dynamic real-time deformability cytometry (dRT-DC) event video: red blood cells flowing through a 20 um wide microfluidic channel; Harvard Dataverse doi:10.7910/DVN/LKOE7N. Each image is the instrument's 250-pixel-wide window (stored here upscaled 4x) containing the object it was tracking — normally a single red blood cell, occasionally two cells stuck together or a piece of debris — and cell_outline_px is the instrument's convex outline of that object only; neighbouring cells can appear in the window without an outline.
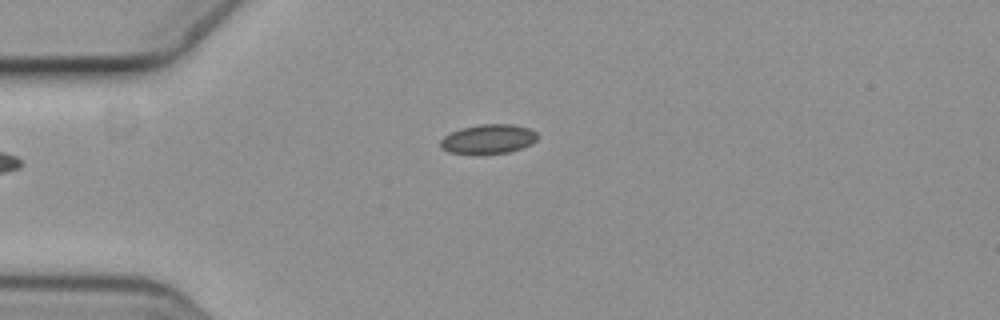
{"species": "common noctule bat (a hibernating species)", "species_latin": "Nyctalus noctula", "temperature_condition": "cold", "stored_images_in_passage": 5, "camera_frame_rate_fps": 3000, "um_per_image_px": 0.085, "animal": {"sex": "female", "body_mass_g": 19.3, "forearm_length_mm": 54.1}, "frame": {"image": 1, "passage_image": 2, "time_ms": 0.333, "image_size_px": [1000, 320], "cell_outline_px": [[540, 136], [532, 144], [524, 148], [512, 152], [476, 156], [448, 152], [440, 148], [440, 140], [444, 136], [460, 128], [480, 124], [512, 124], [528, 128], [536, 132]], "centroid_in_image_um": [41.51, 11.86], "position_along_channel_um": 43.5, "area_um2": 17.34}}
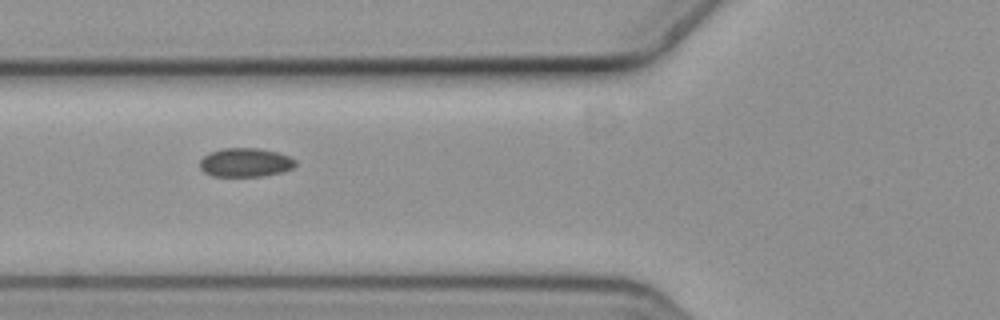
{"frame": {"image": 2, "passage_image": 4, "time_ms": 1.0, "image_size_px": [1000, 320], "cell_outline_px": [[296, 164], [292, 168], [284, 172], [264, 176], [212, 176], [204, 172], [200, 168], [200, 160], [208, 152], [224, 148], [256, 148], [276, 152], [288, 156], [296, 160]], "centroid_in_image_um": [20.85, 13.81], "position_along_channel_um": 105.0, "area_um2": 16.13}}
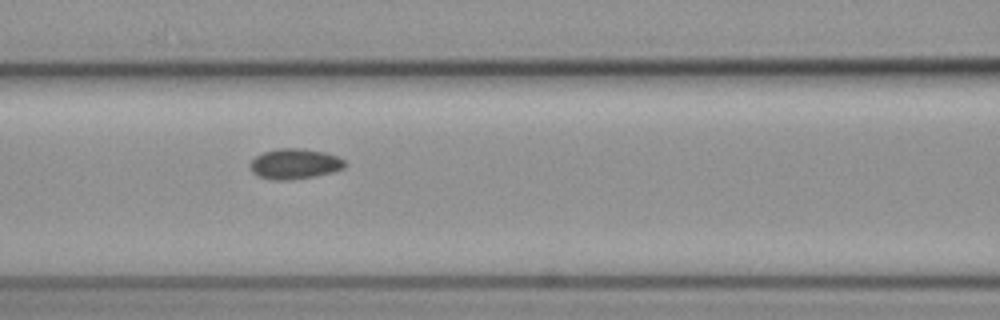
{"frame": {"image": 3, "passage_image": 5, "time_ms": 1.333, "image_size_px": [1000, 320], "cell_outline_px": [[348, 164], [344, 168], [332, 172], [312, 176], [288, 180], [272, 180], [260, 176], [252, 172], [248, 164], [256, 156], [264, 152], [276, 148], [300, 148], [324, 152], [336, 156], [344, 160]], "centroid_in_image_um": [25.04, 13.92], "position_along_channel_um": 141.6, "area_um2": 16.7}}